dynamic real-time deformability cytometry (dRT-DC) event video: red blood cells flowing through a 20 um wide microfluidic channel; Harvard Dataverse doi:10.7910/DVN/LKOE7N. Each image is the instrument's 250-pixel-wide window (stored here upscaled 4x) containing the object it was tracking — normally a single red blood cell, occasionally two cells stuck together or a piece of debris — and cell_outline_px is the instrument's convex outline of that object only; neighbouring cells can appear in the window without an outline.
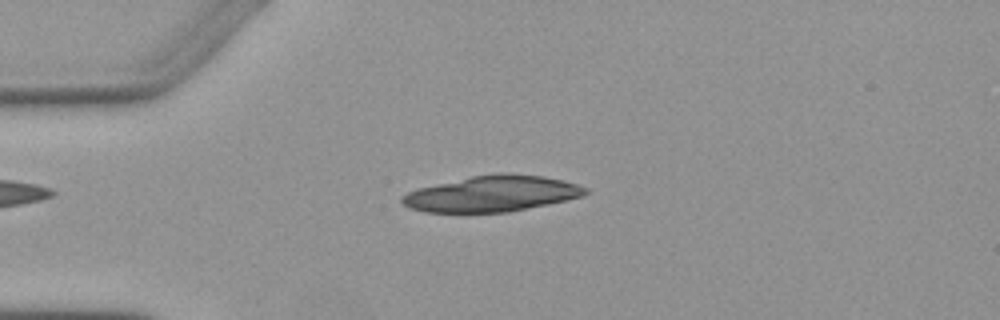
{"species": "Egyptian fruit bat (a non-hibernating species)", "species_latin": "Rousettus aegyptiacus", "temperature_condition": "warm", "stored_images_in_passage": 3, "camera_frame_rate_fps": 3000, "um_per_image_px": 0.085, "animal": {"sex": "female"}, "frame": {"image": 1, "passage_image": 2, "time_ms": 1.0, "image_size_px": [1000, 320], "cell_outline_px": [[588, 192], [584, 196], [548, 204], [508, 212], [424, 212], [408, 208], [400, 200], [400, 196], [416, 188], [472, 176], [500, 172], [544, 176], [576, 184], [588, 188]], "centroid_in_image_um": [41.79, 16.46], "position_along_channel_um": 43.2, "area_um2": 38.38}}